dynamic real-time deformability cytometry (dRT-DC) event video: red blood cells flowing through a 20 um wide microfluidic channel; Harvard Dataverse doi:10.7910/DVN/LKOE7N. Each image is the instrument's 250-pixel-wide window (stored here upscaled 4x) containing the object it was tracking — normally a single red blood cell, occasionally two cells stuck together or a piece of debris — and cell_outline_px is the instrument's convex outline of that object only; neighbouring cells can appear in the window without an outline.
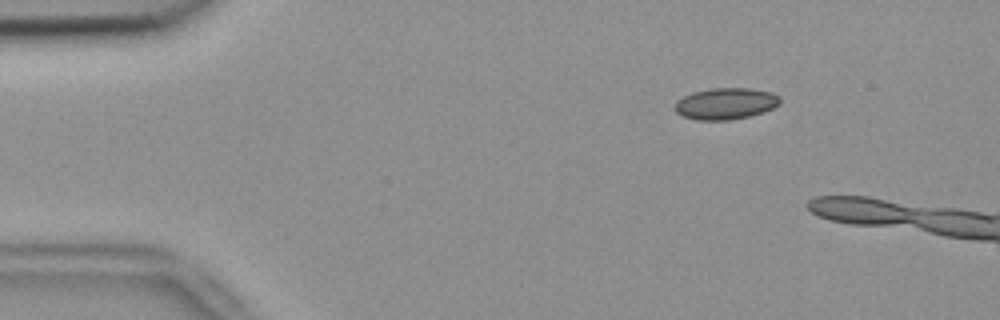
{"species": "common noctule bat (a hibernating species)", "species_latin": "Nyctalus noctula", "temperature_condition": "room temperature", "stored_images_in_passage": 14, "camera_frame_rate_fps": 3000, "um_per_image_px": 0.085, "animal": {"sex": "female", "body_mass_g": 18.4}, "frame": {"image": 1, "passage_image": 8, "time_ms": 2.333, "image_size_px": [1000, 320], "cell_outline_px": [[780, 104], [764, 112], [748, 116], [728, 120], [696, 120], [684, 116], [676, 112], [676, 100], [692, 92], [712, 88], [752, 88], [772, 92], [780, 96]], "centroid_in_image_um": [61.71, 8.8], "position_along_channel_um": 23.3, "area_um2": 19.31}}